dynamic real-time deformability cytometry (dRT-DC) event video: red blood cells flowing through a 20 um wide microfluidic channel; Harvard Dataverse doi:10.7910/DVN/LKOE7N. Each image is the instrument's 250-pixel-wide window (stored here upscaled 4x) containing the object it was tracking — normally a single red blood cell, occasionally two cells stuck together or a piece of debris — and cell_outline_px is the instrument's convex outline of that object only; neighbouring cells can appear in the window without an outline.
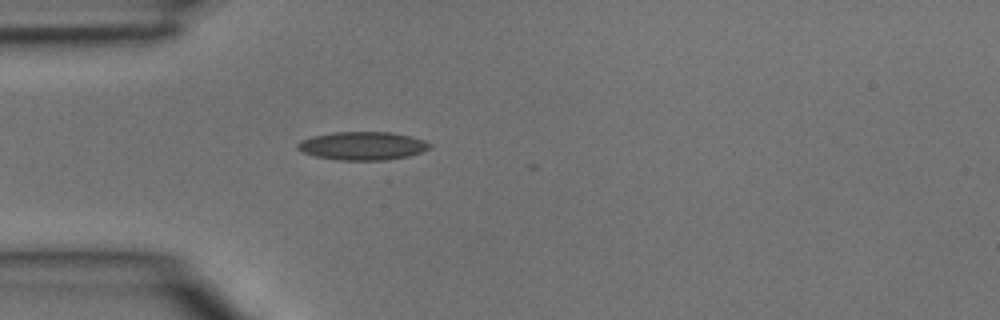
{"species": "common noctule bat (a hibernating species)", "species_latin": "Nyctalus noctula", "temperature_condition": "room temperature", "stored_images_in_passage": 2, "camera_frame_rate_fps": 3000, "um_per_image_px": 0.085, "animal": {"sex": "male", "body_mass_g": 15.6}, "frame": {"image": 1, "passage_image": 2, "time_ms": 0.333, "image_size_px": [1000, 320], "cell_outline_px": [[432, 144], [428, 148], [420, 152], [408, 156], [388, 160], [336, 160], [316, 156], [304, 152], [296, 148], [296, 144], [300, 140], [312, 136], [332, 132], [388, 132], [408, 136], [424, 140]], "centroid_in_image_um": [30.77, 12.4], "position_along_channel_um": 54.2, "area_um2": 21.68}}